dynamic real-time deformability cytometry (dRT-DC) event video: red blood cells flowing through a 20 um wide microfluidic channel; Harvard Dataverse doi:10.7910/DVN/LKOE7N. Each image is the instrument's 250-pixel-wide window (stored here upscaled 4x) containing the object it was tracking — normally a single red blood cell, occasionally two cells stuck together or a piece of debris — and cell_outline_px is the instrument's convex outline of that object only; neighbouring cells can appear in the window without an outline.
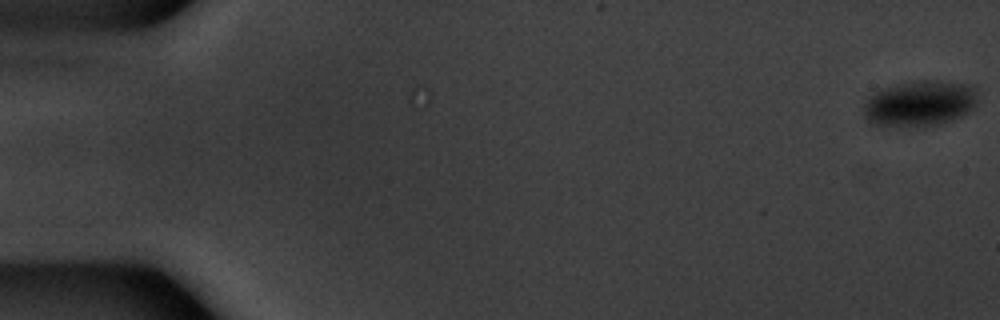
{"species": "common noctule bat (a hibernating species)", "species_latin": "Nyctalus noctula", "temperature_condition": "warm", "stored_images_in_passage": 52, "camera_frame_rate_fps": 3000, "um_per_image_px": 0.085, "animal": {"sex": "male", "body_mass_g": 20.1, "forearm_length_mm": 53.5}, "frame": {"image": 1, "passage_image": 1, "time_ms": 0.0, "image_size_px": [1000, 320], "cell_outline_px": [[980, 92], [976, 104], [972, 108], [960, 116], [940, 124], [924, 128], [872, 124], [864, 116], [864, 104], [876, 92], [884, 88], [900, 84], [924, 80], [928, 80], [976, 84]], "centroid_in_image_um": [78.27, 8.8], "position_along_channel_um": 6.7, "area_um2": 30.63}}
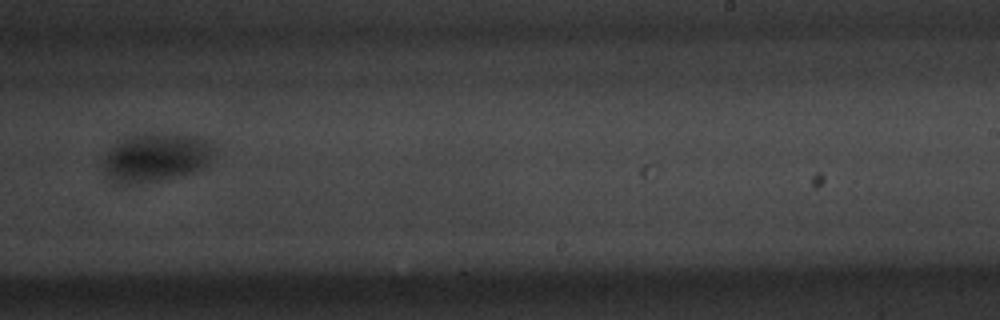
{"frame": {"image": 2, "passage_image": 35, "time_ms": 11.333, "image_size_px": [1000, 320], "cell_outline_px": [[216, 148], [208, 164], [200, 172], [168, 180], [136, 184], [116, 184], [108, 180], [104, 176], [104, 160], [108, 152], [124, 136], [140, 132], [168, 132], [196, 136], [204, 140]], "centroid_in_image_um": [13.27, 13.4], "position_along_channel_um": 275.7, "area_um2": 32.83}}
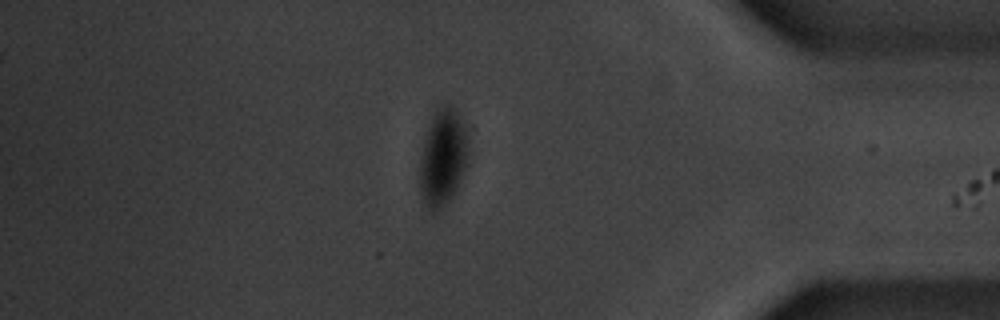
{"frame": {"image": 3, "passage_image": 47, "time_ms": 15.333, "image_size_px": [1000, 320], "cell_outline_px": [[468, 164], [452, 192], [436, 216], [424, 204], [420, 192], [420, 156], [428, 120], [436, 108], [444, 104], [448, 104], [456, 108], [460, 116], [468, 136]], "centroid_in_image_um": [37.62, 13.31], "position_along_channel_um": 397.6, "area_um2": 27.74}}